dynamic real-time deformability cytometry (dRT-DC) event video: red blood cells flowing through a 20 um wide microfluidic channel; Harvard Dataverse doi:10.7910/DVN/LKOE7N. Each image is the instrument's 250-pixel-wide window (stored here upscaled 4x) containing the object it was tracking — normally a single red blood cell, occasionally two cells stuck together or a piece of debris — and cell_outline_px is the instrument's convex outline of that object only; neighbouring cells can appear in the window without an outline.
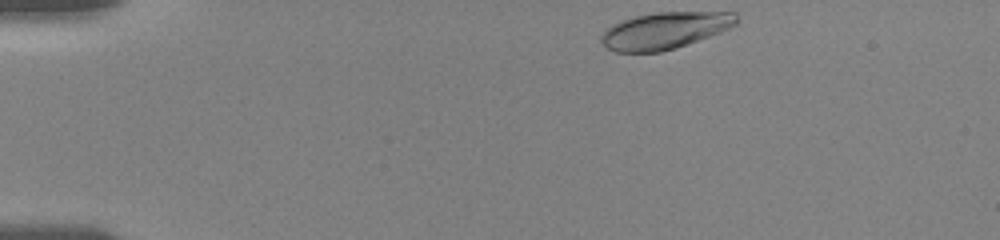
{"species": "human", "species_latin": "Homo sapiens", "temperature_condition": "room temperature", "stored_images_in_passage": 10, "camera_frame_rate_fps": 3000, "um_per_image_px": 0.085, "donor": {"sex": "female"}, "frame": {"image": 1, "passage_image": 1, "time_ms": 0.0, "image_size_px": [1000, 240], "cell_outline_px": [[736, 24], [720, 32], [676, 48], [660, 52], [616, 52], [608, 48], [600, 40], [600, 36], [612, 24], [620, 20], [636, 16], [656, 12], [736, 12]], "centroid_in_image_um": [56.48, 2.59], "position_along_channel_um": 28.5, "area_um2": 28.78}}
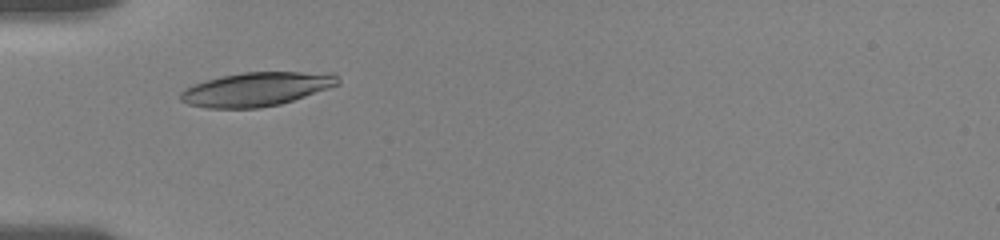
{"frame": {"image": 2, "passage_image": 8, "time_ms": 3.0, "image_size_px": [1000, 240], "cell_outline_px": [[340, 84], [280, 104], [260, 108], [208, 108], [188, 104], [180, 100], [180, 92], [184, 88], [192, 84], [204, 80], [220, 76], [244, 72], [332, 72], [340, 80]], "centroid_in_image_um": [21.76, 7.57], "position_along_channel_um": 63.2, "area_um2": 31.15}}
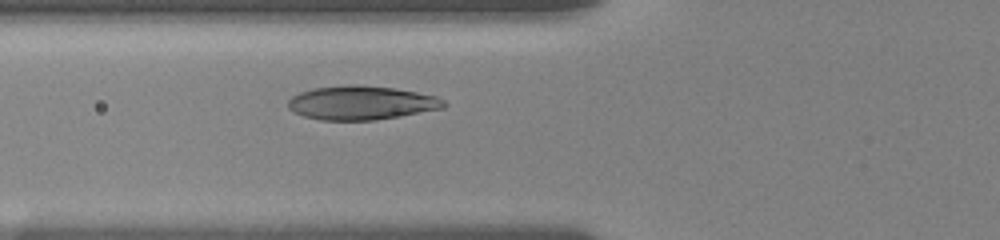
{"frame": {"image": 3, "passage_image": 10, "time_ms": 4.0, "image_size_px": [1000, 240], "cell_outline_px": [[448, 104], [444, 108], [400, 116], [376, 120], [320, 120], [304, 116], [288, 108], [288, 100], [292, 96], [300, 92], [312, 88], [352, 84], [392, 88], [416, 92], [436, 96], [444, 100]], "centroid_in_image_um": [30.72, 8.74], "position_along_channel_um": 95.1, "area_um2": 30.69}}